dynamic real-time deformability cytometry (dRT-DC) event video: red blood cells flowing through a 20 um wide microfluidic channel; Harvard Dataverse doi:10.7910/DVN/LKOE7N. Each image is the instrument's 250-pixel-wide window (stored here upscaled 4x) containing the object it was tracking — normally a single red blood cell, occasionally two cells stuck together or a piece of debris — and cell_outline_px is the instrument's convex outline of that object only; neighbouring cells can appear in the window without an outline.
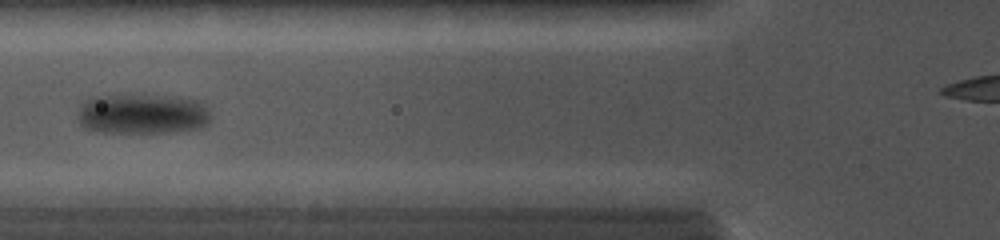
{"species": "common noctule bat (a hibernating species)", "species_latin": "Nyctalus noctula", "temperature_condition": "cold", "stored_images_in_passage": 6, "camera_frame_rate_fps": 5000, "um_per_image_px": 0.085, "animal": {"sex": "female", "body_mass_g": 19.0, "forearm_length_mm": 56.7}, "frame": {"image": 1, "passage_image": 6, "time_ms": 5.2, "image_size_px": [1000, 240], "cell_outline_px": [[212, 120], [208, 124], [200, 128], [164, 132], [104, 132], [84, 128], [80, 124], [76, 116], [76, 112], [80, 104], [84, 100], [92, 96], [120, 92], [140, 92], [204, 100], [212, 116]], "centroid_in_image_um": [12.09, 9.6], "position_along_channel_um": 113.7, "area_um2": 33.06}}